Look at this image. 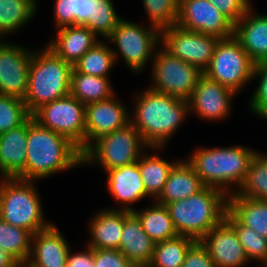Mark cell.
I'll use <instances>...</instances> for the list:
<instances>
[{
    "label": "cell",
    "mask_w": 267,
    "mask_h": 267,
    "mask_svg": "<svg viewBox=\"0 0 267 267\" xmlns=\"http://www.w3.org/2000/svg\"><path fill=\"white\" fill-rule=\"evenodd\" d=\"M113 4L112 0H93L92 19L84 27L92 30L100 39L106 40L123 19Z\"/></svg>",
    "instance_id": "37"
},
{
    "label": "cell",
    "mask_w": 267,
    "mask_h": 267,
    "mask_svg": "<svg viewBox=\"0 0 267 267\" xmlns=\"http://www.w3.org/2000/svg\"><path fill=\"white\" fill-rule=\"evenodd\" d=\"M34 49L29 66V81L24 102L32 115L41 106L69 95L73 65L49 47Z\"/></svg>",
    "instance_id": "5"
},
{
    "label": "cell",
    "mask_w": 267,
    "mask_h": 267,
    "mask_svg": "<svg viewBox=\"0 0 267 267\" xmlns=\"http://www.w3.org/2000/svg\"><path fill=\"white\" fill-rule=\"evenodd\" d=\"M236 193L250 199L267 200V154L255 153L246 178Z\"/></svg>",
    "instance_id": "33"
},
{
    "label": "cell",
    "mask_w": 267,
    "mask_h": 267,
    "mask_svg": "<svg viewBox=\"0 0 267 267\" xmlns=\"http://www.w3.org/2000/svg\"><path fill=\"white\" fill-rule=\"evenodd\" d=\"M177 25L219 39L234 35V24L209 0H179Z\"/></svg>",
    "instance_id": "13"
},
{
    "label": "cell",
    "mask_w": 267,
    "mask_h": 267,
    "mask_svg": "<svg viewBox=\"0 0 267 267\" xmlns=\"http://www.w3.org/2000/svg\"><path fill=\"white\" fill-rule=\"evenodd\" d=\"M258 77V78H257ZM259 79V84L249 101V110L255 116L267 120V61L255 64L252 79Z\"/></svg>",
    "instance_id": "40"
},
{
    "label": "cell",
    "mask_w": 267,
    "mask_h": 267,
    "mask_svg": "<svg viewBox=\"0 0 267 267\" xmlns=\"http://www.w3.org/2000/svg\"><path fill=\"white\" fill-rule=\"evenodd\" d=\"M57 30V36L50 38L46 46L72 65L101 41L92 30L84 26H64Z\"/></svg>",
    "instance_id": "23"
},
{
    "label": "cell",
    "mask_w": 267,
    "mask_h": 267,
    "mask_svg": "<svg viewBox=\"0 0 267 267\" xmlns=\"http://www.w3.org/2000/svg\"><path fill=\"white\" fill-rule=\"evenodd\" d=\"M255 63L234 37L219 39L209 66L203 74L237 95L252 81Z\"/></svg>",
    "instance_id": "9"
},
{
    "label": "cell",
    "mask_w": 267,
    "mask_h": 267,
    "mask_svg": "<svg viewBox=\"0 0 267 267\" xmlns=\"http://www.w3.org/2000/svg\"><path fill=\"white\" fill-rule=\"evenodd\" d=\"M128 107L116 95L85 106V150L99 137L130 123Z\"/></svg>",
    "instance_id": "16"
},
{
    "label": "cell",
    "mask_w": 267,
    "mask_h": 267,
    "mask_svg": "<svg viewBox=\"0 0 267 267\" xmlns=\"http://www.w3.org/2000/svg\"><path fill=\"white\" fill-rule=\"evenodd\" d=\"M85 104L70 94L37 109L33 119L41 126L65 136L85 151Z\"/></svg>",
    "instance_id": "11"
},
{
    "label": "cell",
    "mask_w": 267,
    "mask_h": 267,
    "mask_svg": "<svg viewBox=\"0 0 267 267\" xmlns=\"http://www.w3.org/2000/svg\"><path fill=\"white\" fill-rule=\"evenodd\" d=\"M133 212L141 221L143 231L155 242L169 240L178 236L174 228L170 212L166 205L154 201L143 210Z\"/></svg>",
    "instance_id": "29"
},
{
    "label": "cell",
    "mask_w": 267,
    "mask_h": 267,
    "mask_svg": "<svg viewBox=\"0 0 267 267\" xmlns=\"http://www.w3.org/2000/svg\"><path fill=\"white\" fill-rule=\"evenodd\" d=\"M135 98L130 123L154 152H162L186 116L190 115L188 100L159 93L149 87Z\"/></svg>",
    "instance_id": "1"
},
{
    "label": "cell",
    "mask_w": 267,
    "mask_h": 267,
    "mask_svg": "<svg viewBox=\"0 0 267 267\" xmlns=\"http://www.w3.org/2000/svg\"><path fill=\"white\" fill-rule=\"evenodd\" d=\"M205 185L196 174L194 168L187 160H180L169 173L164 188L155 200L157 203L167 205L176 200L190 197L201 191Z\"/></svg>",
    "instance_id": "25"
},
{
    "label": "cell",
    "mask_w": 267,
    "mask_h": 267,
    "mask_svg": "<svg viewBox=\"0 0 267 267\" xmlns=\"http://www.w3.org/2000/svg\"><path fill=\"white\" fill-rule=\"evenodd\" d=\"M83 166V153L65 136L28 118L25 180L39 181Z\"/></svg>",
    "instance_id": "2"
},
{
    "label": "cell",
    "mask_w": 267,
    "mask_h": 267,
    "mask_svg": "<svg viewBox=\"0 0 267 267\" xmlns=\"http://www.w3.org/2000/svg\"><path fill=\"white\" fill-rule=\"evenodd\" d=\"M20 267H33L28 262L20 264Z\"/></svg>",
    "instance_id": "46"
},
{
    "label": "cell",
    "mask_w": 267,
    "mask_h": 267,
    "mask_svg": "<svg viewBox=\"0 0 267 267\" xmlns=\"http://www.w3.org/2000/svg\"><path fill=\"white\" fill-rule=\"evenodd\" d=\"M90 239L86 247L119 250L124 226V210L102 209L96 212L88 224Z\"/></svg>",
    "instance_id": "24"
},
{
    "label": "cell",
    "mask_w": 267,
    "mask_h": 267,
    "mask_svg": "<svg viewBox=\"0 0 267 267\" xmlns=\"http://www.w3.org/2000/svg\"><path fill=\"white\" fill-rule=\"evenodd\" d=\"M147 26L122 19L105 40L117 49H112L115 61L121 56L133 73H141L146 68L161 44V31L153 25Z\"/></svg>",
    "instance_id": "8"
},
{
    "label": "cell",
    "mask_w": 267,
    "mask_h": 267,
    "mask_svg": "<svg viewBox=\"0 0 267 267\" xmlns=\"http://www.w3.org/2000/svg\"><path fill=\"white\" fill-rule=\"evenodd\" d=\"M66 267H95L93 262V248L87 247L85 251L77 253H72L70 248L67 255Z\"/></svg>",
    "instance_id": "44"
},
{
    "label": "cell",
    "mask_w": 267,
    "mask_h": 267,
    "mask_svg": "<svg viewBox=\"0 0 267 267\" xmlns=\"http://www.w3.org/2000/svg\"><path fill=\"white\" fill-rule=\"evenodd\" d=\"M150 25L160 31L177 24L179 0H142Z\"/></svg>",
    "instance_id": "38"
},
{
    "label": "cell",
    "mask_w": 267,
    "mask_h": 267,
    "mask_svg": "<svg viewBox=\"0 0 267 267\" xmlns=\"http://www.w3.org/2000/svg\"><path fill=\"white\" fill-rule=\"evenodd\" d=\"M30 116L23 99L0 95V134L22 125Z\"/></svg>",
    "instance_id": "39"
},
{
    "label": "cell",
    "mask_w": 267,
    "mask_h": 267,
    "mask_svg": "<svg viewBox=\"0 0 267 267\" xmlns=\"http://www.w3.org/2000/svg\"><path fill=\"white\" fill-rule=\"evenodd\" d=\"M0 267H20V263L11 254L0 248Z\"/></svg>",
    "instance_id": "45"
},
{
    "label": "cell",
    "mask_w": 267,
    "mask_h": 267,
    "mask_svg": "<svg viewBox=\"0 0 267 267\" xmlns=\"http://www.w3.org/2000/svg\"><path fill=\"white\" fill-rule=\"evenodd\" d=\"M150 147L143 141L139 131L128 123L96 139L83 152V165L99 164L104 173L110 169L136 163Z\"/></svg>",
    "instance_id": "7"
},
{
    "label": "cell",
    "mask_w": 267,
    "mask_h": 267,
    "mask_svg": "<svg viewBox=\"0 0 267 267\" xmlns=\"http://www.w3.org/2000/svg\"><path fill=\"white\" fill-rule=\"evenodd\" d=\"M228 211L241 224L267 239V200L250 199L234 193L228 196Z\"/></svg>",
    "instance_id": "26"
},
{
    "label": "cell",
    "mask_w": 267,
    "mask_h": 267,
    "mask_svg": "<svg viewBox=\"0 0 267 267\" xmlns=\"http://www.w3.org/2000/svg\"><path fill=\"white\" fill-rule=\"evenodd\" d=\"M28 119L20 126L0 134V178L25 180Z\"/></svg>",
    "instance_id": "20"
},
{
    "label": "cell",
    "mask_w": 267,
    "mask_h": 267,
    "mask_svg": "<svg viewBox=\"0 0 267 267\" xmlns=\"http://www.w3.org/2000/svg\"><path fill=\"white\" fill-rule=\"evenodd\" d=\"M114 92L110 77L83 74L73 68L69 94L83 104L106 100L115 95Z\"/></svg>",
    "instance_id": "28"
},
{
    "label": "cell",
    "mask_w": 267,
    "mask_h": 267,
    "mask_svg": "<svg viewBox=\"0 0 267 267\" xmlns=\"http://www.w3.org/2000/svg\"><path fill=\"white\" fill-rule=\"evenodd\" d=\"M33 50L0 39V95L25 99Z\"/></svg>",
    "instance_id": "14"
},
{
    "label": "cell",
    "mask_w": 267,
    "mask_h": 267,
    "mask_svg": "<svg viewBox=\"0 0 267 267\" xmlns=\"http://www.w3.org/2000/svg\"><path fill=\"white\" fill-rule=\"evenodd\" d=\"M225 220L234 228L249 261H259L267 267V239L255 230L241 224L228 210Z\"/></svg>",
    "instance_id": "36"
},
{
    "label": "cell",
    "mask_w": 267,
    "mask_h": 267,
    "mask_svg": "<svg viewBox=\"0 0 267 267\" xmlns=\"http://www.w3.org/2000/svg\"><path fill=\"white\" fill-rule=\"evenodd\" d=\"M0 218L13 226L24 228L33 235L47 229L35 180L0 178Z\"/></svg>",
    "instance_id": "6"
},
{
    "label": "cell",
    "mask_w": 267,
    "mask_h": 267,
    "mask_svg": "<svg viewBox=\"0 0 267 267\" xmlns=\"http://www.w3.org/2000/svg\"><path fill=\"white\" fill-rule=\"evenodd\" d=\"M105 41L98 42L89 49L74 65L73 68L83 74L99 77H109L110 71L116 65L112 47Z\"/></svg>",
    "instance_id": "32"
},
{
    "label": "cell",
    "mask_w": 267,
    "mask_h": 267,
    "mask_svg": "<svg viewBox=\"0 0 267 267\" xmlns=\"http://www.w3.org/2000/svg\"><path fill=\"white\" fill-rule=\"evenodd\" d=\"M153 62V63H152ZM150 89L188 100L203 72L168 52L161 44L152 60ZM152 85V86H151Z\"/></svg>",
    "instance_id": "10"
},
{
    "label": "cell",
    "mask_w": 267,
    "mask_h": 267,
    "mask_svg": "<svg viewBox=\"0 0 267 267\" xmlns=\"http://www.w3.org/2000/svg\"><path fill=\"white\" fill-rule=\"evenodd\" d=\"M52 223L32 236L31 254L27 261L33 267H66L71 248L61 231Z\"/></svg>",
    "instance_id": "18"
},
{
    "label": "cell",
    "mask_w": 267,
    "mask_h": 267,
    "mask_svg": "<svg viewBox=\"0 0 267 267\" xmlns=\"http://www.w3.org/2000/svg\"><path fill=\"white\" fill-rule=\"evenodd\" d=\"M219 38L186 30L177 24L161 30V45L173 56L191 63L202 72L209 66Z\"/></svg>",
    "instance_id": "12"
},
{
    "label": "cell",
    "mask_w": 267,
    "mask_h": 267,
    "mask_svg": "<svg viewBox=\"0 0 267 267\" xmlns=\"http://www.w3.org/2000/svg\"><path fill=\"white\" fill-rule=\"evenodd\" d=\"M256 152L242 145L202 147L194 150L187 161L205 186L217 188L229 196L236 193L244 182Z\"/></svg>",
    "instance_id": "3"
},
{
    "label": "cell",
    "mask_w": 267,
    "mask_h": 267,
    "mask_svg": "<svg viewBox=\"0 0 267 267\" xmlns=\"http://www.w3.org/2000/svg\"><path fill=\"white\" fill-rule=\"evenodd\" d=\"M157 153L151 155L144 152L138 160L139 171L147 192V197L150 199L154 198V201L161 194L171 169L179 161L174 160V162H168L167 159L165 160Z\"/></svg>",
    "instance_id": "27"
},
{
    "label": "cell",
    "mask_w": 267,
    "mask_h": 267,
    "mask_svg": "<svg viewBox=\"0 0 267 267\" xmlns=\"http://www.w3.org/2000/svg\"><path fill=\"white\" fill-rule=\"evenodd\" d=\"M178 235L200 241L220 224L228 210V196L221 190L205 186L188 198L166 205Z\"/></svg>",
    "instance_id": "4"
},
{
    "label": "cell",
    "mask_w": 267,
    "mask_h": 267,
    "mask_svg": "<svg viewBox=\"0 0 267 267\" xmlns=\"http://www.w3.org/2000/svg\"><path fill=\"white\" fill-rule=\"evenodd\" d=\"M32 236L26 229L8 224L0 218V248L11 254L20 264L29 260Z\"/></svg>",
    "instance_id": "34"
},
{
    "label": "cell",
    "mask_w": 267,
    "mask_h": 267,
    "mask_svg": "<svg viewBox=\"0 0 267 267\" xmlns=\"http://www.w3.org/2000/svg\"><path fill=\"white\" fill-rule=\"evenodd\" d=\"M105 174H107L109 193L122 206L118 210L131 212L135 209L131 204L147 197L138 161L130 165L110 169Z\"/></svg>",
    "instance_id": "19"
},
{
    "label": "cell",
    "mask_w": 267,
    "mask_h": 267,
    "mask_svg": "<svg viewBox=\"0 0 267 267\" xmlns=\"http://www.w3.org/2000/svg\"><path fill=\"white\" fill-rule=\"evenodd\" d=\"M155 244L143 231L138 216L133 211L124 210V226L119 251L135 267H147L151 262Z\"/></svg>",
    "instance_id": "22"
},
{
    "label": "cell",
    "mask_w": 267,
    "mask_h": 267,
    "mask_svg": "<svg viewBox=\"0 0 267 267\" xmlns=\"http://www.w3.org/2000/svg\"><path fill=\"white\" fill-rule=\"evenodd\" d=\"M93 0H55L54 25L84 26L92 19Z\"/></svg>",
    "instance_id": "35"
},
{
    "label": "cell",
    "mask_w": 267,
    "mask_h": 267,
    "mask_svg": "<svg viewBox=\"0 0 267 267\" xmlns=\"http://www.w3.org/2000/svg\"><path fill=\"white\" fill-rule=\"evenodd\" d=\"M182 267H215L207 248L196 241L188 250Z\"/></svg>",
    "instance_id": "43"
},
{
    "label": "cell",
    "mask_w": 267,
    "mask_h": 267,
    "mask_svg": "<svg viewBox=\"0 0 267 267\" xmlns=\"http://www.w3.org/2000/svg\"><path fill=\"white\" fill-rule=\"evenodd\" d=\"M37 6L36 0H0V39L33 20Z\"/></svg>",
    "instance_id": "30"
},
{
    "label": "cell",
    "mask_w": 267,
    "mask_h": 267,
    "mask_svg": "<svg viewBox=\"0 0 267 267\" xmlns=\"http://www.w3.org/2000/svg\"><path fill=\"white\" fill-rule=\"evenodd\" d=\"M251 5L234 25V37L255 63L267 61V14H255Z\"/></svg>",
    "instance_id": "21"
},
{
    "label": "cell",
    "mask_w": 267,
    "mask_h": 267,
    "mask_svg": "<svg viewBox=\"0 0 267 267\" xmlns=\"http://www.w3.org/2000/svg\"><path fill=\"white\" fill-rule=\"evenodd\" d=\"M235 96L234 91L203 74L188 99L189 113L203 121H223L231 114V102Z\"/></svg>",
    "instance_id": "15"
},
{
    "label": "cell",
    "mask_w": 267,
    "mask_h": 267,
    "mask_svg": "<svg viewBox=\"0 0 267 267\" xmlns=\"http://www.w3.org/2000/svg\"><path fill=\"white\" fill-rule=\"evenodd\" d=\"M93 262L95 267H135L116 249H93Z\"/></svg>",
    "instance_id": "41"
},
{
    "label": "cell",
    "mask_w": 267,
    "mask_h": 267,
    "mask_svg": "<svg viewBox=\"0 0 267 267\" xmlns=\"http://www.w3.org/2000/svg\"><path fill=\"white\" fill-rule=\"evenodd\" d=\"M209 2L216 6L234 25L252 5L251 0H209Z\"/></svg>",
    "instance_id": "42"
},
{
    "label": "cell",
    "mask_w": 267,
    "mask_h": 267,
    "mask_svg": "<svg viewBox=\"0 0 267 267\" xmlns=\"http://www.w3.org/2000/svg\"><path fill=\"white\" fill-rule=\"evenodd\" d=\"M200 241L207 248L215 267H243L249 263L237 233L225 219Z\"/></svg>",
    "instance_id": "17"
},
{
    "label": "cell",
    "mask_w": 267,
    "mask_h": 267,
    "mask_svg": "<svg viewBox=\"0 0 267 267\" xmlns=\"http://www.w3.org/2000/svg\"><path fill=\"white\" fill-rule=\"evenodd\" d=\"M195 242L193 238L181 235L157 242L147 267H182L188 250Z\"/></svg>",
    "instance_id": "31"
}]
</instances>
